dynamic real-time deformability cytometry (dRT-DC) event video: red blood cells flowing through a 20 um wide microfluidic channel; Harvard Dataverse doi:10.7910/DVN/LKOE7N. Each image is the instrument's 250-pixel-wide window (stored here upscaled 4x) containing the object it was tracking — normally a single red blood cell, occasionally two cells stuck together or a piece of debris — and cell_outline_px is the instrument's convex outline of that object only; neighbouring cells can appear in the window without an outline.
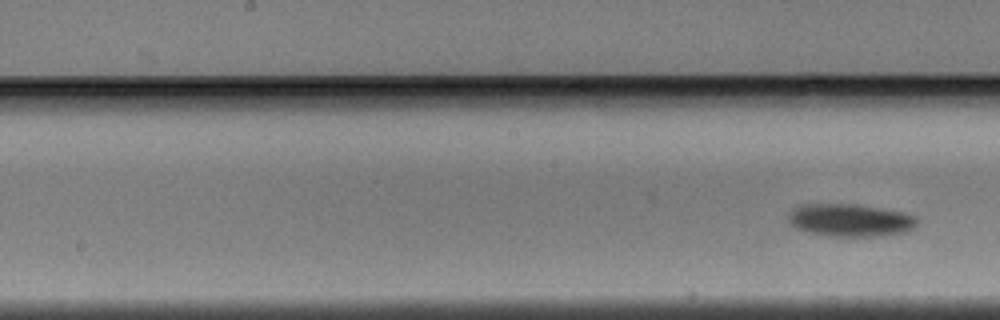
{"species": "Egyptian fruit bat (a non-hibernating species)", "species_latin": "Rousettus aegyptiacus", "temperature_condition": "warm", "stored_images_in_passage": 8, "segment_of_instrument_passage": [2, 2], "camera_frame_rate_fps": 3000, "um_per_image_px": 0.085, "animal": {"sex": "male"}, "frame": {"image": 1, "passage_image": 8, "time_ms": 2.333, "image_size_px": [1000, 320], "cell_outline_px": [[920, 220], [912, 228], [904, 232], [880, 236], [828, 236], [808, 232], [796, 228], [788, 224], [788, 216], [792, 208], [800, 204], [852, 204], [904, 212], [916, 216]], "centroid_in_image_um": [72.23, 18.71], "position_along_channel_um": 176.0, "area_um2": 24.62}}